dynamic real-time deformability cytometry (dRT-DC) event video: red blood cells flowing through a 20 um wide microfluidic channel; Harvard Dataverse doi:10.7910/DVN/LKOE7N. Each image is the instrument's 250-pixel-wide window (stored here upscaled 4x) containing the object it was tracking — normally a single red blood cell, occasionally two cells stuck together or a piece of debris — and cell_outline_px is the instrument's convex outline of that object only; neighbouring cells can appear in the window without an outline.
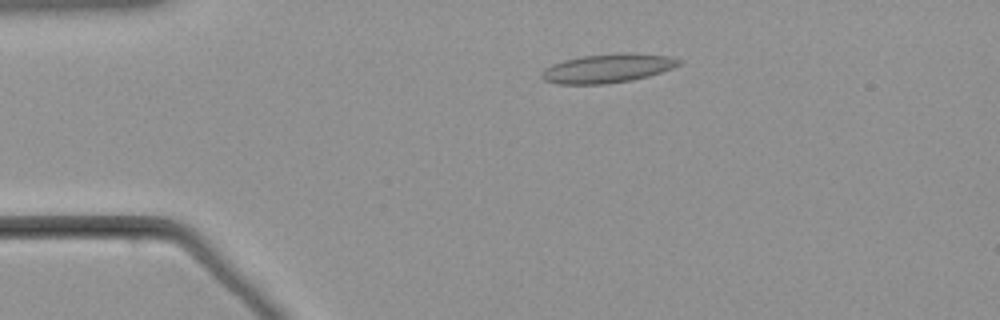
{"species": "common noctule bat (a hibernating species)", "species_latin": "Nyctalus noctula", "temperature_condition": "warm", "stored_images_in_passage": 55, "camera_frame_rate_fps": 3000, "um_per_image_px": 0.085, "animal": {"sex": "male", "body_mass_g": 21.5, "forearm_length_mm": 52.0}, "frame": {"image": 1, "passage_image": 11, "time_ms": 3.333, "image_size_px": [1000, 320], "cell_outline_px": [[680, 64], [672, 68], [648, 76], [632, 80], [604, 84], [560, 84], [544, 80], [540, 76], [540, 72], [544, 68], [552, 64], [564, 60], [584, 56], [620, 52], [632, 52], [668, 56], [680, 60]], "centroid_in_image_um": [51.62, 5.8], "position_along_channel_um": 33.4, "area_um2": 23.12}}
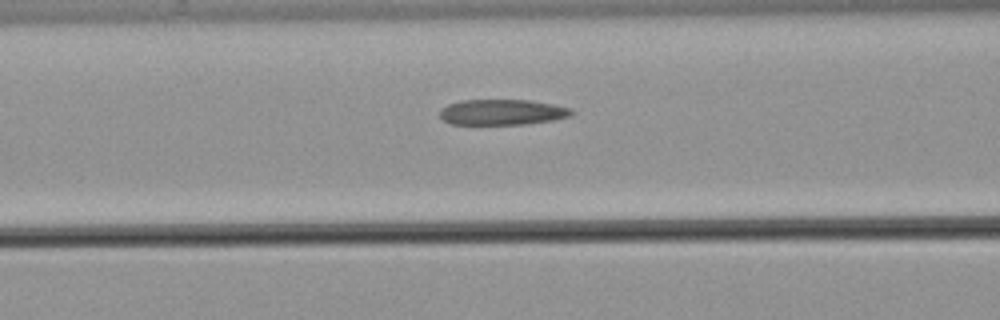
{"frame": {"image": 2, "passage_image": 22, "time_ms": 7.0, "image_size_px": [1000, 320], "cell_outline_px": [[572, 116], [552, 120], [524, 124], [448, 124], [440, 116], [440, 108], [448, 104], [460, 100], [528, 100], [552, 104], [572, 108]], "centroid_in_image_um": [42.66, 9.53], "position_along_channel_um": 123.9, "area_um2": 19.65}}
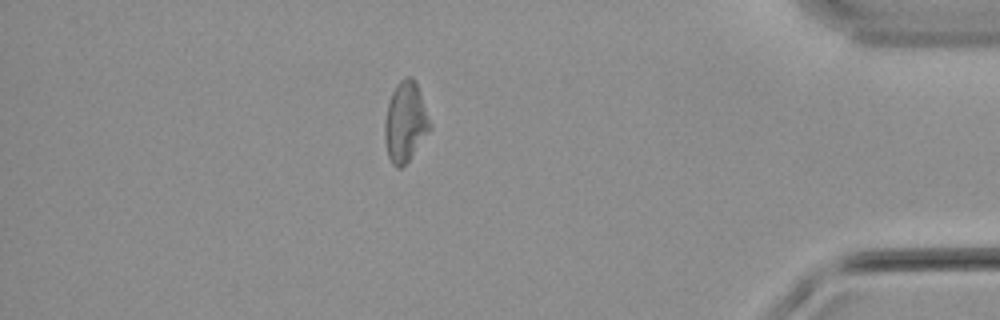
{"frame": {"image": 3, "passage_image": 48, "time_ms": 15.667, "image_size_px": [1000, 320], "cell_outline_px": [[432, 128], [408, 160], [400, 168], [396, 168], [392, 164], [388, 156], [384, 140], [384, 124], [388, 104], [392, 92], [396, 84], [404, 76], [412, 76], [420, 92], [432, 124]], "centroid_in_image_um": [34.45, 10.36], "position_along_channel_um": 400.7, "area_um2": 21.1}}